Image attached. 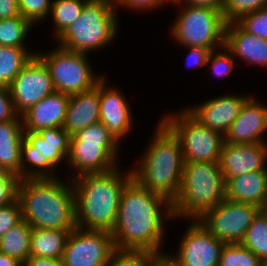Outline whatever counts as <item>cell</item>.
Masks as SVG:
<instances>
[{"mask_svg":"<svg viewBox=\"0 0 267 266\" xmlns=\"http://www.w3.org/2000/svg\"><path fill=\"white\" fill-rule=\"evenodd\" d=\"M172 219V202L132 178L123 189L111 232L115 249L166 254L162 250L167 237L165 223Z\"/></svg>","mask_w":267,"mask_h":266,"instance_id":"6da1fadb","label":"cell"},{"mask_svg":"<svg viewBox=\"0 0 267 266\" xmlns=\"http://www.w3.org/2000/svg\"><path fill=\"white\" fill-rule=\"evenodd\" d=\"M124 172L118 166L109 172L84 174L71 179L77 227L113 231L123 189L132 179L131 170Z\"/></svg>","mask_w":267,"mask_h":266,"instance_id":"7a4b0ae2","label":"cell"},{"mask_svg":"<svg viewBox=\"0 0 267 266\" xmlns=\"http://www.w3.org/2000/svg\"><path fill=\"white\" fill-rule=\"evenodd\" d=\"M66 180L60 176L20 180L18 200L22 220L32 228L70 232L75 229L74 189L72 180L69 177Z\"/></svg>","mask_w":267,"mask_h":266,"instance_id":"3957f363","label":"cell"},{"mask_svg":"<svg viewBox=\"0 0 267 266\" xmlns=\"http://www.w3.org/2000/svg\"><path fill=\"white\" fill-rule=\"evenodd\" d=\"M153 133L136 167L130 169L132 178L173 202L179 194L184 170L181 145L160 120Z\"/></svg>","mask_w":267,"mask_h":266,"instance_id":"277c9868","label":"cell"},{"mask_svg":"<svg viewBox=\"0 0 267 266\" xmlns=\"http://www.w3.org/2000/svg\"><path fill=\"white\" fill-rule=\"evenodd\" d=\"M225 183L219 162H184L181 188L172 202L173 218L198 219L216 207L225 199Z\"/></svg>","mask_w":267,"mask_h":266,"instance_id":"5b68a950","label":"cell"},{"mask_svg":"<svg viewBox=\"0 0 267 266\" xmlns=\"http://www.w3.org/2000/svg\"><path fill=\"white\" fill-rule=\"evenodd\" d=\"M117 12L112 0H88L81 16L65 28L55 41L69 51L86 54L101 51L119 33Z\"/></svg>","mask_w":267,"mask_h":266,"instance_id":"8992f818","label":"cell"},{"mask_svg":"<svg viewBox=\"0 0 267 266\" xmlns=\"http://www.w3.org/2000/svg\"><path fill=\"white\" fill-rule=\"evenodd\" d=\"M70 138L71 135L63 127L47 128L38 132L24 131L21 180L57 178L56 167L67 160Z\"/></svg>","mask_w":267,"mask_h":266,"instance_id":"52a82bcc","label":"cell"},{"mask_svg":"<svg viewBox=\"0 0 267 266\" xmlns=\"http://www.w3.org/2000/svg\"><path fill=\"white\" fill-rule=\"evenodd\" d=\"M178 11L172 23L171 38L179 46L203 47L209 51L224 46L226 22L222 12L209 7L190 6L181 1L173 3ZM180 7V8H179Z\"/></svg>","mask_w":267,"mask_h":266,"instance_id":"ba28073f","label":"cell"},{"mask_svg":"<svg viewBox=\"0 0 267 266\" xmlns=\"http://www.w3.org/2000/svg\"><path fill=\"white\" fill-rule=\"evenodd\" d=\"M179 111L167 112L160 121L178 139L184 162H219L224 136L201 125L185 109Z\"/></svg>","mask_w":267,"mask_h":266,"instance_id":"9c48e42d","label":"cell"},{"mask_svg":"<svg viewBox=\"0 0 267 266\" xmlns=\"http://www.w3.org/2000/svg\"><path fill=\"white\" fill-rule=\"evenodd\" d=\"M37 50L36 55L48 67L50 77L56 92L74 95L89 91L96 87L104 77L92 71L86 53L69 51L61 46L42 52ZM98 75V76H97Z\"/></svg>","mask_w":267,"mask_h":266,"instance_id":"30bf717a","label":"cell"},{"mask_svg":"<svg viewBox=\"0 0 267 266\" xmlns=\"http://www.w3.org/2000/svg\"><path fill=\"white\" fill-rule=\"evenodd\" d=\"M260 208L224 199L204 212L197 220L213 236L225 244L241 243Z\"/></svg>","mask_w":267,"mask_h":266,"instance_id":"8fae6325","label":"cell"},{"mask_svg":"<svg viewBox=\"0 0 267 266\" xmlns=\"http://www.w3.org/2000/svg\"><path fill=\"white\" fill-rule=\"evenodd\" d=\"M114 250L110 232L76 227L68 236L61 259L64 266H106Z\"/></svg>","mask_w":267,"mask_h":266,"instance_id":"7c38bea8","label":"cell"},{"mask_svg":"<svg viewBox=\"0 0 267 266\" xmlns=\"http://www.w3.org/2000/svg\"><path fill=\"white\" fill-rule=\"evenodd\" d=\"M9 90L14 111L19 116L55 92L48 67L37 55L14 78Z\"/></svg>","mask_w":267,"mask_h":266,"instance_id":"4fadbf2b","label":"cell"},{"mask_svg":"<svg viewBox=\"0 0 267 266\" xmlns=\"http://www.w3.org/2000/svg\"><path fill=\"white\" fill-rule=\"evenodd\" d=\"M189 223L179 240L176 254L168 257L177 266H218L225 243L213 236L197 219H191Z\"/></svg>","mask_w":267,"mask_h":266,"instance_id":"5bb4252c","label":"cell"},{"mask_svg":"<svg viewBox=\"0 0 267 266\" xmlns=\"http://www.w3.org/2000/svg\"><path fill=\"white\" fill-rule=\"evenodd\" d=\"M250 96L241 93L222 95L204 101L200 105L188 106L185 110L201 125L224 136Z\"/></svg>","mask_w":267,"mask_h":266,"instance_id":"9a60e30c","label":"cell"},{"mask_svg":"<svg viewBox=\"0 0 267 266\" xmlns=\"http://www.w3.org/2000/svg\"><path fill=\"white\" fill-rule=\"evenodd\" d=\"M107 77L104 76L99 81L100 122L121 143L130 134L129 131H132L134 117L124 93L121 89L107 86Z\"/></svg>","mask_w":267,"mask_h":266,"instance_id":"2e32d148","label":"cell"},{"mask_svg":"<svg viewBox=\"0 0 267 266\" xmlns=\"http://www.w3.org/2000/svg\"><path fill=\"white\" fill-rule=\"evenodd\" d=\"M266 131L267 104L250 96L224 135V142L230 144L267 143V139H264Z\"/></svg>","mask_w":267,"mask_h":266,"instance_id":"e0dca14e","label":"cell"},{"mask_svg":"<svg viewBox=\"0 0 267 266\" xmlns=\"http://www.w3.org/2000/svg\"><path fill=\"white\" fill-rule=\"evenodd\" d=\"M266 163V164H265ZM267 143H223L219 166L224 178L267 169Z\"/></svg>","mask_w":267,"mask_h":266,"instance_id":"ac0fdd59","label":"cell"},{"mask_svg":"<svg viewBox=\"0 0 267 266\" xmlns=\"http://www.w3.org/2000/svg\"><path fill=\"white\" fill-rule=\"evenodd\" d=\"M68 164V165H67ZM66 166L73 171L70 179L84 174L109 172L119 164L100 146V143L70 142Z\"/></svg>","mask_w":267,"mask_h":266,"instance_id":"d6986e66","label":"cell"},{"mask_svg":"<svg viewBox=\"0 0 267 266\" xmlns=\"http://www.w3.org/2000/svg\"><path fill=\"white\" fill-rule=\"evenodd\" d=\"M69 95L54 92L46 96L21 115L24 131L38 132L42 129L63 127Z\"/></svg>","mask_w":267,"mask_h":266,"instance_id":"ffe728a7","label":"cell"},{"mask_svg":"<svg viewBox=\"0 0 267 266\" xmlns=\"http://www.w3.org/2000/svg\"><path fill=\"white\" fill-rule=\"evenodd\" d=\"M224 46L245 64L267 68V39L248 34L236 23L226 24Z\"/></svg>","mask_w":267,"mask_h":266,"instance_id":"44dd1931","label":"cell"},{"mask_svg":"<svg viewBox=\"0 0 267 266\" xmlns=\"http://www.w3.org/2000/svg\"><path fill=\"white\" fill-rule=\"evenodd\" d=\"M225 179V198L267 208V169Z\"/></svg>","mask_w":267,"mask_h":266,"instance_id":"7402d4cb","label":"cell"},{"mask_svg":"<svg viewBox=\"0 0 267 266\" xmlns=\"http://www.w3.org/2000/svg\"><path fill=\"white\" fill-rule=\"evenodd\" d=\"M98 122H100L99 82L89 91L69 95L63 128L72 136L77 131Z\"/></svg>","mask_w":267,"mask_h":266,"instance_id":"603a6c76","label":"cell"},{"mask_svg":"<svg viewBox=\"0 0 267 266\" xmlns=\"http://www.w3.org/2000/svg\"><path fill=\"white\" fill-rule=\"evenodd\" d=\"M24 128L21 116L0 122V166L20 177L21 180V147Z\"/></svg>","mask_w":267,"mask_h":266,"instance_id":"cb8c5ba5","label":"cell"},{"mask_svg":"<svg viewBox=\"0 0 267 266\" xmlns=\"http://www.w3.org/2000/svg\"><path fill=\"white\" fill-rule=\"evenodd\" d=\"M70 231L32 228L30 256L61 259Z\"/></svg>","mask_w":267,"mask_h":266,"instance_id":"d4e9b609","label":"cell"},{"mask_svg":"<svg viewBox=\"0 0 267 266\" xmlns=\"http://www.w3.org/2000/svg\"><path fill=\"white\" fill-rule=\"evenodd\" d=\"M36 53L27 47L0 46V86L9 87Z\"/></svg>","mask_w":267,"mask_h":266,"instance_id":"484cf974","label":"cell"},{"mask_svg":"<svg viewBox=\"0 0 267 266\" xmlns=\"http://www.w3.org/2000/svg\"><path fill=\"white\" fill-rule=\"evenodd\" d=\"M31 230L22 220L0 238V252L24 263L30 257Z\"/></svg>","mask_w":267,"mask_h":266,"instance_id":"4316f807","label":"cell"},{"mask_svg":"<svg viewBox=\"0 0 267 266\" xmlns=\"http://www.w3.org/2000/svg\"><path fill=\"white\" fill-rule=\"evenodd\" d=\"M70 142L100 143V146L119 164L120 142L102 122L88 126L71 136Z\"/></svg>","mask_w":267,"mask_h":266,"instance_id":"83f0119b","label":"cell"},{"mask_svg":"<svg viewBox=\"0 0 267 266\" xmlns=\"http://www.w3.org/2000/svg\"><path fill=\"white\" fill-rule=\"evenodd\" d=\"M241 244L261 262L267 260V208L260 209L254 216Z\"/></svg>","mask_w":267,"mask_h":266,"instance_id":"f1b7e54d","label":"cell"},{"mask_svg":"<svg viewBox=\"0 0 267 266\" xmlns=\"http://www.w3.org/2000/svg\"><path fill=\"white\" fill-rule=\"evenodd\" d=\"M88 0H52L51 14L54 39L68 26L73 24L83 11Z\"/></svg>","mask_w":267,"mask_h":266,"instance_id":"f546056e","label":"cell"},{"mask_svg":"<svg viewBox=\"0 0 267 266\" xmlns=\"http://www.w3.org/2000/svg\"><path fill=\"white\" fill-rule=\"evenodd\" d=\"M32 27L21 15L0 19V46L27 47L26 38Z\"/></svg>","mask_w":267,"mask_h":266,"instance_id":"4dcf8cb0","label":"cell"},{"mask_svg":"<svg viewBox=\"0 0 267 266\" xmlns=\"http://www.w3.org/2000/svg\"><path fill=\"white\" fill-rule=\"evenodd\" d=\"M218 266H261V260L241 243L225 244Z\"/></svg>","mask_w":267,"mask_h":266,"instance_id":"1f68e13d","label":"cell"},{"mask_svg":"<svg viewBox=\"0 0 267 266\" xmlns=\"http://www.w3.org/2000/svg\"><path fill=\"white\" fill-rule=\"evenodd\" d=\"M267 7V0H224L222 16L227 24Z\"/></svg>","mask_w":267,"mask_h":266,"instance_id":"d6a6232c","label":"cell"},{"mask_svg":"<svg viewBox=\"0 0 267 266\" xmlns=\"http://www.w3.org/2000/svg\"><path fill=\"white\" fill-rule=\"evenodd\" d=\"M154 256L145 250L115 249L106 266H149Z\"/></svg>","mask_w":267,"mask_h":266,"instance_id":"836d02e7","label":"cell"},{"mask_svg":"<svg viewBox=\"0 0 267 266\" xmlns=\"http://www.w3.org/2000/svg\"><path fill=\"white\" fill-rule=\"evenodd\" d=\"M52 0H18L20 15L33 26L50 16ZM48 15V16H47Z\"/></svg>","mask_w":267,"mask_h":266,"instance_id":"e575fe53","label":"cell"},{"mask_svg":"<svg viewBox=\"0 0 267 266\" xmlns=\"http://www.w3.org/2000/svg\"><path fill=\"white\" fill-rule=\"evenodd\" d=\"M234 56L226 49L225 46L218 50L211 51L206 67L211 69L212 74L216 77H227L234 70Z\"/></svg>","mask_w":267,"mask_h":266,"instance_id":"d590c367","label":"cell"},{"mask_svg":"<svg viewBox=\"0 0 267 266\" xmlns=\"http://www.w3.org/2000/svg\"><path fill=\"white\" fill-rule=\"evenodd\" d=\"M235 23L248 34L267 39V7L244 15Z\"/></svg>","mask_w":267,"mask_h":266,"instance_id":"8d00e7d4","label":"cell"},{"mask_svg":"<svg viewBox=\"0 0 267 266\" xmlns=\"http://www.w3.org/2000/svg\"><path fill=\"white\" fill-rule=\"evenodd\" d=\"M22 221V211L19 200L0 207V238L11 228Z\"/></svg>","mask_w":267,"mask_h":266,"instance_id":"74e56055","label":"cell"},{"mask_svg":"<svg viewBox=\"0 0 267 266\" xmlns=\"http://www.w3.org/2000/svg\"><path fill=\"white\" fill-rule=\"evenodd\" d=\"M115 9L118 11V8H125L127 10L131 9L134 11H151L156 10L157 8H162L165 3V0H112ZM120 6V7H119Z\"/></svg>","mask_w":267,"mask_h":266,"instance_id":"f35d334b","label":"cell"},{"mask_svg":"<svg viewBox=\"0 0 267 266\" xmlns=\"http://www.w3.org/2000/svg\"><path fill=\"white\" fill-rule=\"evenodd\" d=\"M20 177L13 174L6 182L0 183V207L9 205L18 199Z\"/></svg>","mask_w":267,"mask_h":266,"instance_id":"ab89813d","label":"cell"},{"mask_svg":"<svg viewBox=\"0 0 267 266\" xmlns=\"http://www.w3.org/2000/svg\"><path fill=\"white\" fill-rule=\"evenodd\" d=\"M187 48L186 65L189 68L205 67L207 65L208 57L211 53L207 48L203 47H185Z\"/></svg>","mask_w":267,"mask_h":266,"instance_id":"60d3db41","label":"cell"},{"mask_svg":"<svg viewBox=\"0 0 267 266\" xmlns=\"http://www.w3.org/2000/svg\"><path fill=\"white\" fill-rule=\"evenodd\" d=\"M9 87L0 86V122H6L16 116Z\"/></svg>","mask_w":267,"mask_h":266,"instance_id":"b9f144b4","label":"cell"},{"mask_svg":"<svg viewBox=\"0 0 267 266\" xmlns=\"http://www.w3.org/2000/svg\"><path fill=\"white\" fill-rule=\"evenodd\" d=\"M18 0H0V19L19 16Z\"/></svg>","mask_w":267,"mask_h":266,"instance_id":"7bdbcfd3","label":"cell"},{"mask_svg":"<svg viewBox=\"0 0 267 266\" xmlns=\"http://www.w3.org/2000/svg\"><path fill=\"white\" fill-rule=\"evenodd\" d=\"M23 266H64L62 259L30 256Z\"/></svg>","mask_w":267,"mask_h":266,"instance_id":"ee69618b","label":"cell"},{"mask_svg":"<svg viewBox=\"0 0 267 266\" xmlns=\"http://www.w3.org/2000/svg\"><path fill=\"white\" fill-rule=\"evenodd\" d=\"M183 4L190 6L209 7L222 11L224 0H181Z\"/></svg>","mask_w":267,"mask_h":266,"instance_id":"f6af8a7d","label":"cell"},{"mask_svg":"<svg viewBox=\"0 0 267 266\" xmlns=\"http://www.w3.org/2000/svg\"><path fill=\"white\" fill-rule=\"evenodd\" d=\"M149 266H177L169 257L168 253L164 255H155Z\"/></svg>","mask_w":267,"mask_h":266,"instance_id":"bcb514c9","label":"cell"},{"mask_svg":"<svg viewBox=\"0 0 267 266\" xmlns=\"http://www.w3.org/2000/svg\"><path fill=\"white\" fill-rule=\"evenodd\" d=\"M0 266H23V263L0 252Z\"/></svg>","mask_w":267,"mask_h":266,"instance_id":"7dc6e473","label":"cell"},{"mask_svg":"<svg viewBox=\"0 0 267 266\" xmlns=\"http://www.w3.org/2000/svg\"><path fill=\"white\" fill-rule=\"evenodd\" d=\"M12 175L7 168L0 166V183L6 182Z\"/></svg>","mask_w":267,"mask_h":266,"instance_id":"c3c4849f","label":"cell"},{"mask_svg":"<svg viewBox=\"0 0 267 266\" xmlns=\"http://www.w3.org/2000/svg\"><path fill=\"white\" fill-rule=\"evenodd\" d=\"M168 4H170V2H171V4H173V3H176V2H179V1H181V0H165Z\"/></svg>","mask_w":267,"mask_h":266,"instance_id":"681fc988","label":"cell"},{"mask_svg":"<svg viewBox=\"0 0 267 266\" xmlns=\"http://www.w3.org/2000/svg\"><path fill=\"white\" fill-rule=\"evenodd\" d=\"M261 266H267V260L261 262Z\"/></svg>","mask_w":267,"mask_h":266,"instance_id":"f907efd6","label":"cell"}]
</instances>
